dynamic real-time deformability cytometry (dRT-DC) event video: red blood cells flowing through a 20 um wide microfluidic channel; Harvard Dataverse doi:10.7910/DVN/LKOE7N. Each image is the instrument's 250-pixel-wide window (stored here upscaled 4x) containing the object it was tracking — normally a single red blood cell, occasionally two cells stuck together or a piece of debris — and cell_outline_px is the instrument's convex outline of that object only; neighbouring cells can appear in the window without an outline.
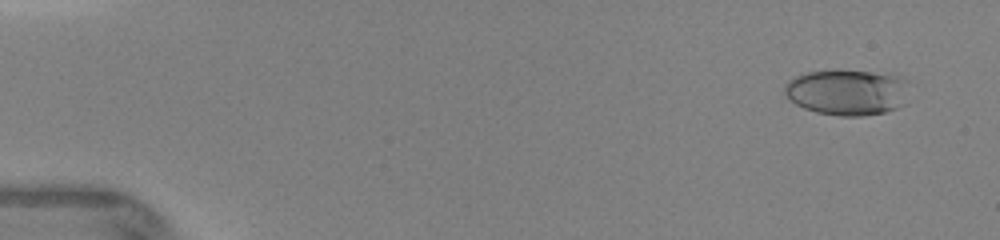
{"species": "human", "species_latin": "Homo sapiens", "temperature_condition": "warm", "stored_images_in_passage": 49, "camera_frame_rate_fps": 3000, "um_per_image_px": 0.085, "donor": {"sex": "female"}, "frame": {"image": 1, "passage_image": 2, "time_ms": 0.333, "image_size_px": [1000, 240], "cell_outline_px": [[908, 80], [904, 104], [896, 108], [884, 112], [860, 116], [840, 116], [816, 112], [804, 108], [796, 104], [784, 92], [784, 84], [788, 80], [804, 72], [832, 68], [836, 68], [868, 72], [896, 76]], "centroid_in_image_um": [71.96, 7.81], "position_along_channel_um": 13.0, "area_um2": 33.58}}
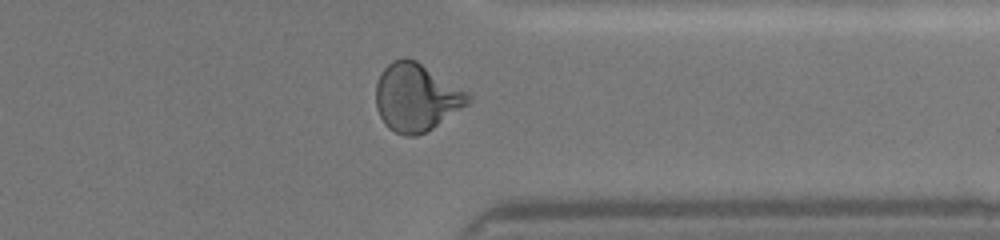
{"frame": {"image": 2, "passage_image": 40, "time_ms": 11.667, "image_size_px": [1000, 240], "cell_outline_px": [[472, 100], [468, 104], [432, 128], [416, 136], [408, 136], [396, 132], [388, 128], [384, 124], [376, 108], [376, 84], [380, 72], [392, 60], [404, 56], [416, 60], [468, 92]], "centroid_in_image_um": [35.36, 8.25], "position_along_channel_um": 376.0, "area_um2": 36.36}}
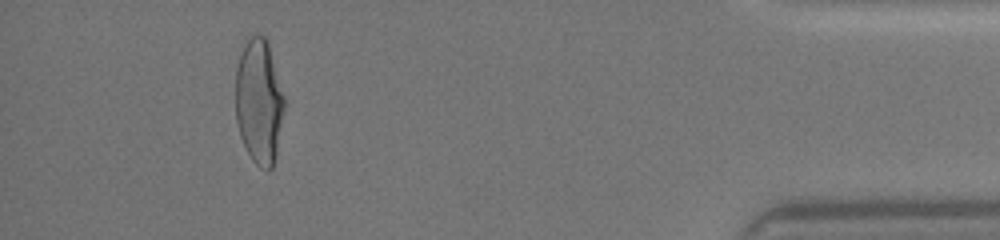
{"frame": {"image": 3, "passage_image": 47, "time_ms": 13.667, "image_size_px": [1000, 240], "cell_outline_px": [[284, 112], [276, 152], [272, 168], [268, 172], [260, 168], [252, 160], [240, 136], [236, 120], [236, 68], [244, 36], [256, 32], [264, 36], [268, 40], [284, 96]], "centroid_in_image_um": [22.0, 8.54], "position_along_channel_um": 413.2, "area_um2": 36.13}}